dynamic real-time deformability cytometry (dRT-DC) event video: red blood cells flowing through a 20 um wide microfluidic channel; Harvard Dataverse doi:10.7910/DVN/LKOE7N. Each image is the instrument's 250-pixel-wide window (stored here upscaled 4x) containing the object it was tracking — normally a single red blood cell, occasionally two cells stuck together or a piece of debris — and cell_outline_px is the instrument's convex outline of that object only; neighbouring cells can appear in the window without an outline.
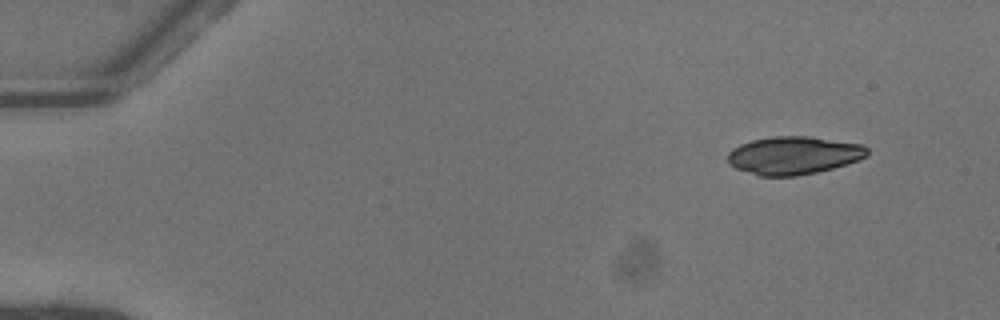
{"species": "common noctule bat (a hibernating species)", "species_latin": "Nyctalus noctula", "temperature_condition": "warm", "stored_images_in_passage": 47, "camera_frame_rate_fps": 3000, "um_per_image_px": 0.085, "animal": {"sex": "female"}, "frame": {"image": 1, "passage_image": 1, "time_ms": 0.0, "image_size_px": [1000, 320], "cell_outline_px": [[868, 156], [860, 160], [832, 168], [816, 172], [796, 176], [760, 176], [736, 168], [728, 164], [728, 152], [732, 148], [740, 144], [752, 140], [772, 136], [812, 136], [864, 144], [868, 148]], "centroid_in_image_um": [67.49, 13.19], "position_along_channel_um": 17.5, "area_um2": 31.15}}
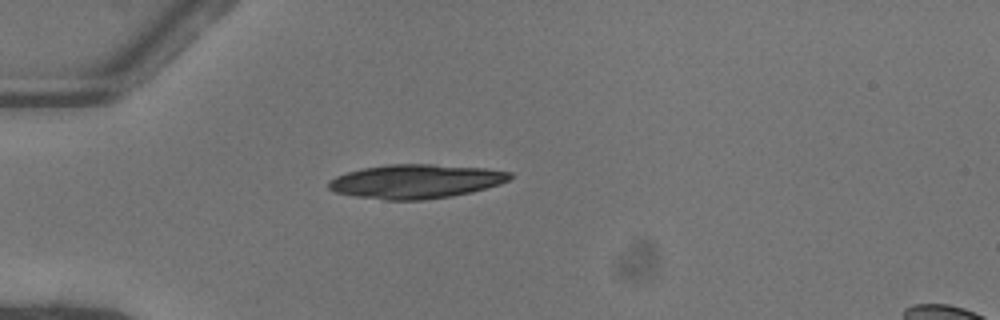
{"frame": {"image": 2, "passage_image": 11, "time_ms": 3.333, "image_size_px": [1000, 320], "cell_outline_px": [[512, 176], [508, 180], [500, 184], [472, 192], [452, 196], [424, 200], [384, 200], [356, 196], [332, 192], [328, 188], [328, 180], [336, 176], [360, 168], [388, 164], [432, 164], [484, 168], [512, 172]], "centroid_in_image_um": [35.32, 15.42], "position_along_channel_um": 49.7, "area_um2": 36.18}}